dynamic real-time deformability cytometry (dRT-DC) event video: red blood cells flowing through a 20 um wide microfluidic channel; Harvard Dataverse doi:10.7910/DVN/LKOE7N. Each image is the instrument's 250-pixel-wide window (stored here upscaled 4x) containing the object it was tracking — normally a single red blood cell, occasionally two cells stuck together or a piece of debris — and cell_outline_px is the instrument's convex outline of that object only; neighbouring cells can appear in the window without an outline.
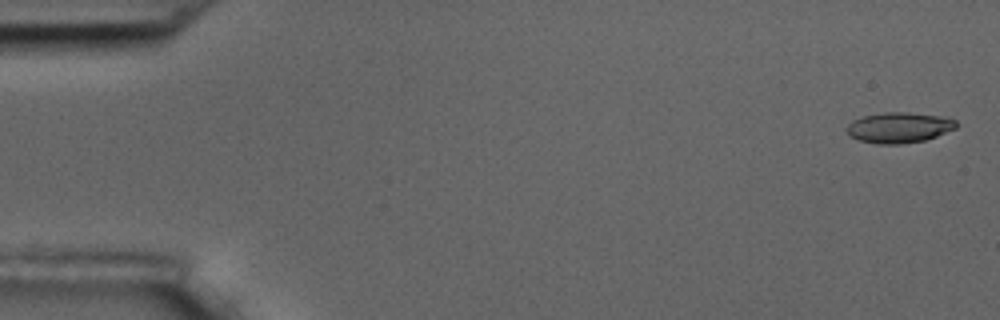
{"species": "common noctule bat (a hibernating species)", "species_latin": "Nyctalus noctula", "temperature_condition": "room temperature", "stored_images_in_passage": 6, "camera_frame_rate_fps": 3000, "um_per_image_px": 0.085, "animal": {"sex": "male", "body_mass_g": 17.5, "forearm_length_mm": 52.3}, "frame": {"image": 1, "passage_image": 1, "time_ms": 0.0, "image_size_px": [1000, 320], "cell_outline_px": [[956, 128], [936, 136], [924, 140], [900, 144], [876, 144], [860, 140], [848, 136], [848, 124], [852, 120], [864, 116], [884, 112], [908, 112], [948, 116], [956, 120]], "centroid_in_image_um": [76.44, 10.83], "position_along_channel_um": 8.6, "area_um2": 19.59}}
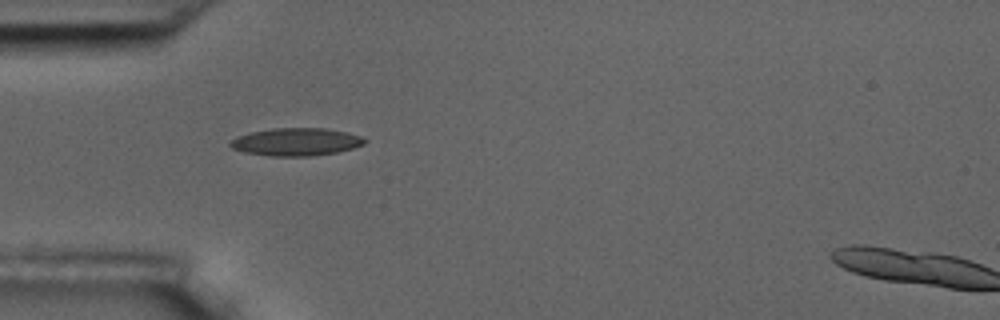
{"frame": {"image": 2, "passage_image": 5, "time_ms": 5.333, "image_size_px": [1000, 320], "cell_outline_px": [[368, 140], [364, 144], [352, 148], [336, 152], [312, 156], [268, 156], [244, 152], [232, 148], [228, 144], [236, 136], [252, 132], [272, 128], [324, 128], [348, 132], [364, 136]], "centroid_in_image_um": [25.19, 12.05], "position_along_channel_um": 59.8, "area_um2": 21.85}}